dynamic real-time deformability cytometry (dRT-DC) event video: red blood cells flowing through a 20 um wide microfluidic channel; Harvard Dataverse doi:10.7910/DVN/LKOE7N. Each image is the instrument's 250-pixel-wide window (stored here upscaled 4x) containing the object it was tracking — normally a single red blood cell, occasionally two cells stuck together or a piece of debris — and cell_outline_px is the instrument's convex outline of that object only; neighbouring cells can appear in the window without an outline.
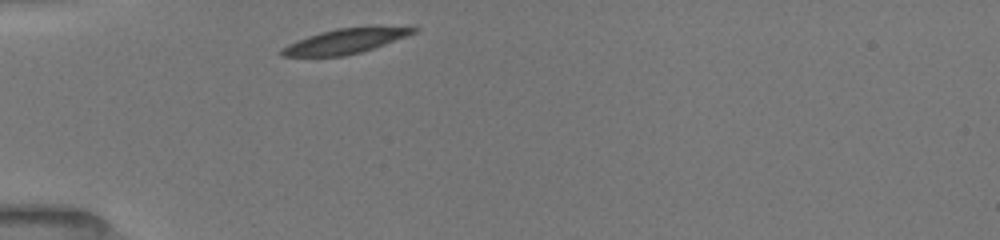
{"species": "common noctule bat (a hibernating species)", "species_latin": "Nyctalus noctula", "temperature_condition": "room temperature", "stored_images_in_passage": 32, "camera_frame_rate_fps": 3000, "um_per_image_px": 0.085, "animal": {"sex": "female", "body_mass_g": 19.5, "forearm_length_mm": 54.1}, "frame": {"image": 1, "passage_image": 1, "time_ms": 0.0, "image_size_px": [1000, 240], "cell_outline_px": [[420, 28], [416, 32], [384, 44], [360, 52], [344, 56], [280, 56], [280, 48], [296, 40], [320, 32], [336, 28]], "centroid_in_image_um": [29.2, 3.53], "position_along_channel_um": 55.8, "area_um2": 18.32}}
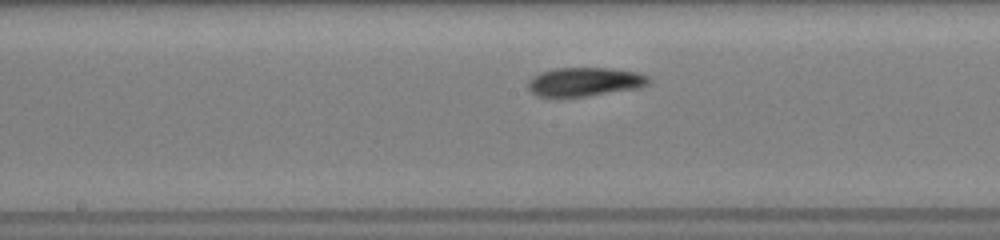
{"frame": {"image": 2, "passage_image": 13, "time_ms": 4.0, "image_size_px": [1000, 240], "cell_outline_px": [[652, 80], [648, 84], [640, 88], [588, 96], [560, 100], [556, 100], [536, 96], [528, 88], [528, 80], [532, 76], [540, 72], [556, 68], [612, 68], [636, 72], [648, 76]], "centroid_in_image_um": [49.64, 7.0], "position_along_channel_um": 198.6, "area_um2": 21.15}}
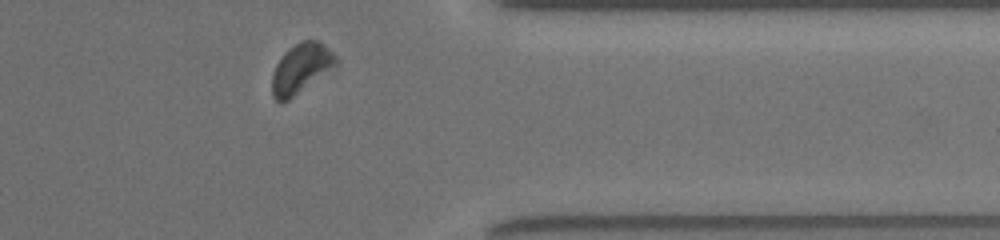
{"frame": {"image": 3, "passage_image": 28, "time_ms": 9.0, "image_size_px": [1000, 240], "cell_outline_px": [[336, 64], [288, 100], [280, 104], [272, 96], [272, 72], [276, 64], [284, 52], [288, 48], [300, 40], [320, 40], [336, 56]], "centroid_in_image_um": [25.52, 5.79], "position_along_channel_um": 385.9, "area_um2": 18.21}, "authors_computed_cell_mechanics": {"area_um2": 19.9699, "velocity_mm_per_s": 3.9043, "shape_relaxation_time_tau1_ms": 2.127, "shape_relaxation_time_tau2_ms": 3.439, "deformation_change_tau1": 0.0943, "deformation_change_tau2": 0.0828}}